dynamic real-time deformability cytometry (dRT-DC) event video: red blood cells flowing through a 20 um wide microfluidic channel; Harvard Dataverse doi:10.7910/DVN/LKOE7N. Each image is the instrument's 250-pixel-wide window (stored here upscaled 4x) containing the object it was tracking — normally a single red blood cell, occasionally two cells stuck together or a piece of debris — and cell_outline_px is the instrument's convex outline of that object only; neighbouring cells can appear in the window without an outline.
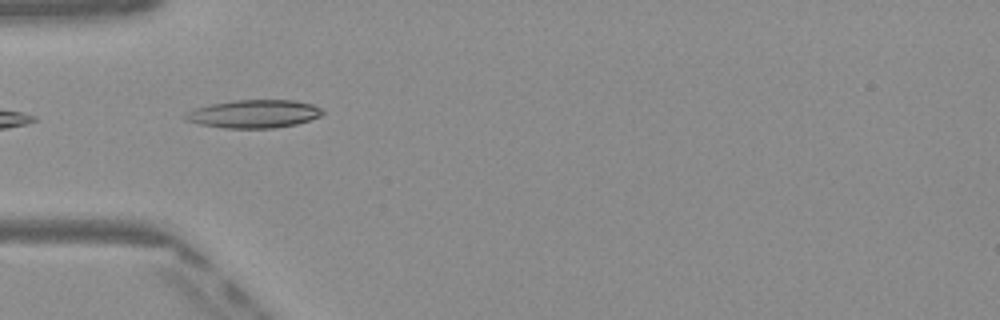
{"species": "Egyptian fruit bat (a non-hibernating species)", "species_latin": "Rousettus aegyptiacus", "temperature_condition": "warm", "stored_images_in_passage": 4, "camera_frame_rate_fps": 3000, "um_per_image_px": 0.085, "frame": {"image": 1, "passage_image": 1, "time_ms": 0.0, "image_size_px": [1000, 320], "cell_outline_px": [[324, 112], [320, 116], [296, 124], [272, 128], [224, 128], [200, 124], [184, 120], [184, 116], [188, 112], [196, 108], [212, 104], [232, 100], [292, 100], [312, 104], [320, 108]], "centroid_in_image_um": [21.57, 9.68], "position_along_channel_um": 63.4, "area_um2": 22.25}}